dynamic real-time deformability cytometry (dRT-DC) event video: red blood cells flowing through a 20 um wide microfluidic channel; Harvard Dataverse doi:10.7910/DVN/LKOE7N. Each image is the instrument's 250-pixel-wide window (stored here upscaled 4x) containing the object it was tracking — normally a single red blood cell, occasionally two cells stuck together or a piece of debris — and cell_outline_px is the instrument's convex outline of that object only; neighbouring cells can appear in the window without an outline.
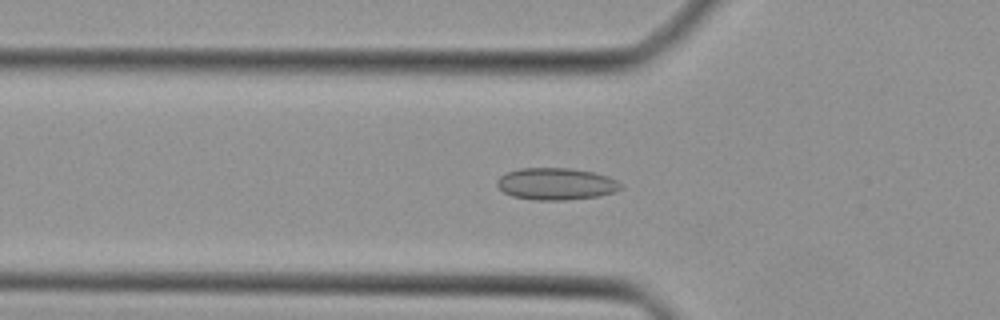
{"species": "Egyptian fruit bat (a non-hibernating species)", "species_latin": "Rousettus aegyptiacus", "temperature_condition": "cold", "stored_images_in_passage": 45, "camera_frame_rate_fps": 3000, "um_per_image_px": 0.085, "animal": {"sex": "female"}, "frame": {"image": 1, "passage_image": 15, "time_ms": 4.667, "image_size_px": [1000, 320], "cell_outline_px": [[624, 188], [616, 192], [600, 196], [564, 200], [536, 200], [512, 196], [504, 192], [496, 184], [496, 180], [500, 176], [508, 172], [520, 168], [572, 168], [592, 172], [608, 176], [616, 180]], "centroid_in_image_um": [47.29, 15.63], "position_along_channel_um": 78.5, "area_um2": 23.12}}
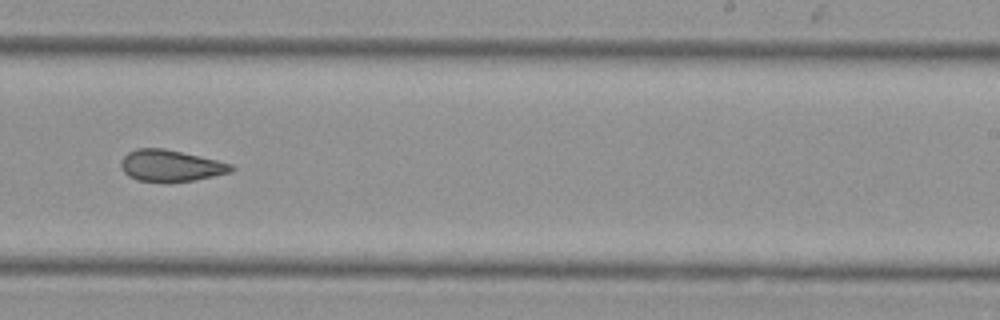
{"frame": {"image": 2, "passage_image": 28, "time_ms": 9.0, "image_size_px": [1000, 320], "cell_outline_px": [[236, 168], [232, 172], [192, 180], [168, 184], [136, 180], [128, 176], [120, 168], [120, 164], [124, 156], [128, 152], [136, 148], [164, 148], [200, 156], [232, 164]], "centroid_in_image_um": [14.48, 14.11], "position_along_channel_um": 274.5, "area_um2": 20.63}}
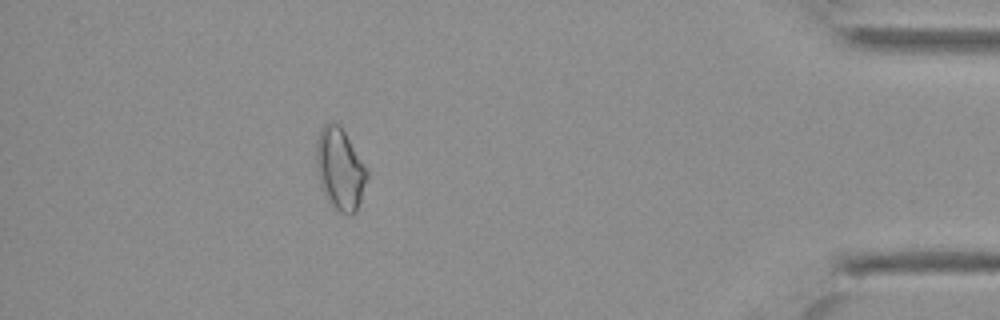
{"frame": {"image": 3, "passage_image": 40, "time_ms": 13.0, "image_size_px": [1000, 320], "cell_outline_px": [[368, 176], [356, 212], [352, 216], [348, 216], [332, 208], [328, 204], [320, 184], [316, 164], [316, 140], [320, 128], [324, 124], [340, 124], [368, 168]], "centroid_in_image_um": [28.9, 14.39], "position_along_channel_um": 406.3, "area_um2": 24.57}}